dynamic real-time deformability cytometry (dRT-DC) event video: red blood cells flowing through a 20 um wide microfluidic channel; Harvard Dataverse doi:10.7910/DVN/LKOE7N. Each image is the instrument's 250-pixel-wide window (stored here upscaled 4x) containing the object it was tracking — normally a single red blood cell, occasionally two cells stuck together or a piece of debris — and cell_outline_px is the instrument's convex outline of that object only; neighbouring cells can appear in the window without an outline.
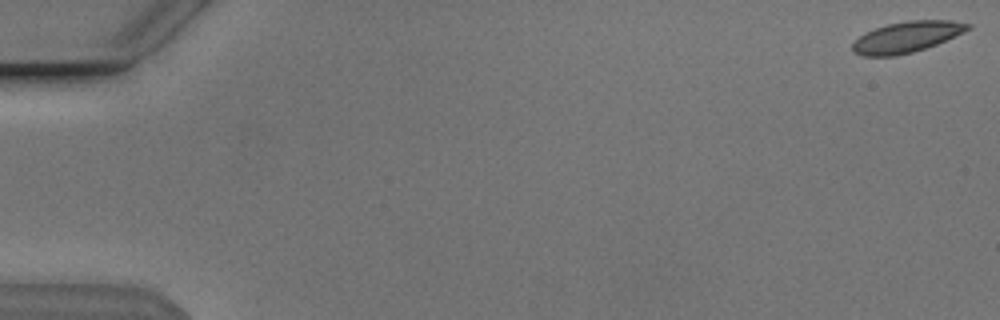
{"species": "Egyptian fruit bat (a non-hibernating species)", "species_latin": "Rousettus aegyptiacus", "temperature_condition": "cold", "stored_images_in_passage": 54, "camera_frame_rate_fps": 3000, "um_per_image_px": 0.085, "animal": {"sex": "male"}, "frame": {"image": 1, "passage_image": 1, "time_ms": 0.0, "image_size_px": [1000, 320], "cell_outline_px": [[972, 28], [964, 32], [936, 44], [912, 52], [896, 56], [864, 56], [852, 52], [852, 44], [860, 36], [876, 28], [888, 24], [908, 20], [948, 20], [972, 24]], "centroid_in_image_um": [77.08, 3.14], "position_along_channel_um": 7.9, "area_um2": 20.58}}
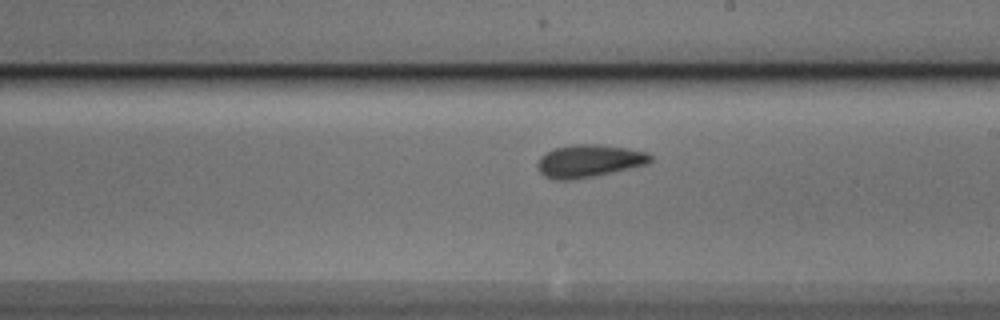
{"frame": {"image": 2, "passage_image": 32, "time_ms": 10.333, "image_size_px": [1000, 320], "cell_outline_px": [[652, 160], [648, 164], [596, 176], [572, 180], [556, 180], [544, 176], [536, 168], [536, 164], [540, 156], [552, 148], [572, 144], [600, 144], [628, 148], [648, 152], [652, 156]], "centroid_in_image_um": [50.05, 13.68], "position_along_channel_um": 239.0, "area_um2": 21.91}}
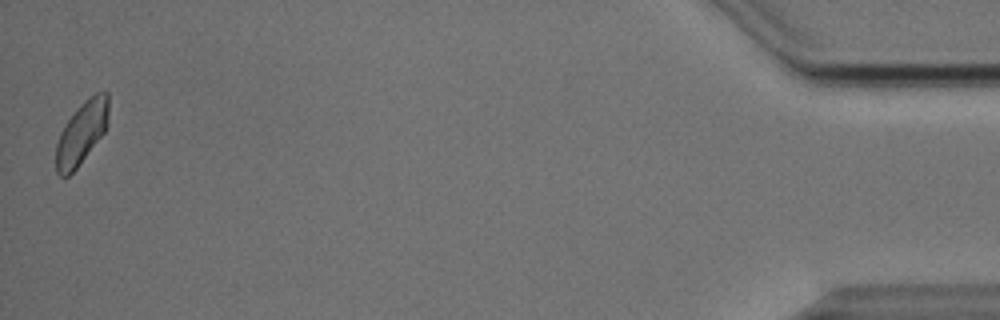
{"frame": {"image": 3, "passage_image": 54, "time_ms": 17.667, "image_size_px": [1000, 320], "cell_outline_px": [[108, 124], [104, 132], [76, 168], [68, 176], [60, 176], [56, 172], [56, 144], [60, 132], [68, 120], [84, 100], [96, 92], [108, 92]], "centroid_in_image_um": [6.94, 11.28], "position_along_channel_um": 428.3, "area_um2": 18.9}, "authors_computed_cell_mechanics": {"area_um2": 20.808, "velocity_mm_per_s": 3.8087, "shape_relaxation_time_tau1_ms": null, "shape_relaxation_time_tau2_ms": 1.4593, "deformation_change_tau1": null, "deformation_change_tau2": 0.0393}}